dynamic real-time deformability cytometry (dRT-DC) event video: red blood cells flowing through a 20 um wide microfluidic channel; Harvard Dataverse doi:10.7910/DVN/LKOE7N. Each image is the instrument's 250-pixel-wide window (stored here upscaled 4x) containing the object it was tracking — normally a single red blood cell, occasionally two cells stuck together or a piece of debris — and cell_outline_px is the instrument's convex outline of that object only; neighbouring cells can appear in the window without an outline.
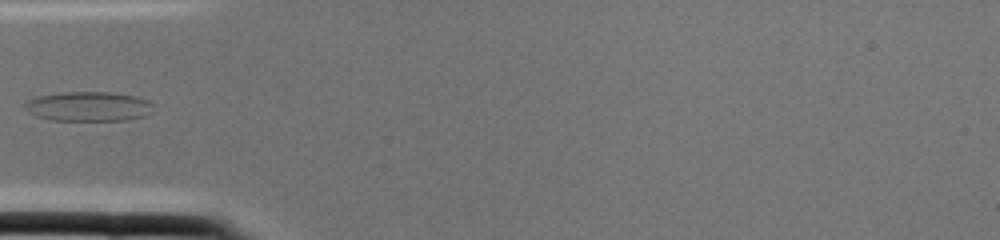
{"species": "common noctule bat (a hibernating species)", "species_latin": "Nyctalus noctula", "temperature_condition": "cold", "stored_images_in_passage": 2, "camera_frame_rate_fps": 3000, "um_per_image_px": 0.085, "animal": {"sex": "female", "body_mass_g": 22.0, "forearm_length_mm": 56.7}, "frame": {"image": 1, "passage_image": 2, "time_ms": 0.333, "image_size_px": [1000, 240], "cell_outline_px": [[156, 104], [152, 112], [144, 116], [128, 120], [52, 120], [36, 116], [28, 112], [24, 104], [28, 100], [40, 96], [60, 92], [108, 92], [136, 96], [148, 100]], "centroid_in_image_um": [7.58, 9.04], "position_along_channel_um": 77.4, "area_um2": 22.25}}